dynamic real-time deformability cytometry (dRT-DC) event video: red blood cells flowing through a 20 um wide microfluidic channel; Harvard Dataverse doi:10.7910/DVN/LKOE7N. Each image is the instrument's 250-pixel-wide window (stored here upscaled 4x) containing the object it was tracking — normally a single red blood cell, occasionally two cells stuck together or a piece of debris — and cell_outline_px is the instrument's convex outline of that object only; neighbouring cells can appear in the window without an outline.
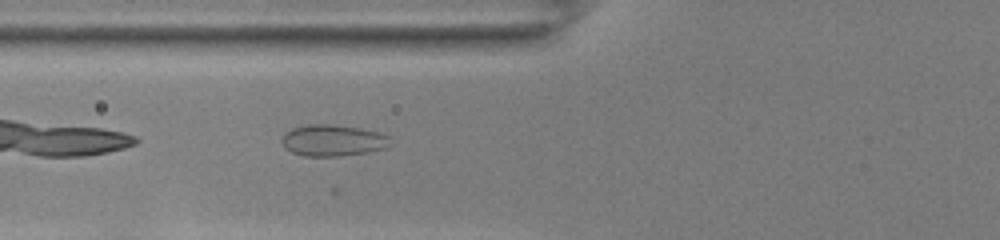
{"species": "common noctule bat (a hibernating species)", "species_latin": "Nyctalus noctula", "temperature_condition": "room temperature", "stored_images_in_passage": 36, "camera_frame_rate_fps": 3000, "um_per_image_px": 0.085, "animal": {"sex": "female", "body_mass_g": 22.0, "forearm_length_mm": 56.7}, "frame": {"image": 1, "passage_image": 11, "time_ms": 3.333, "image_size_px": [1000, 240], "cell_outline_px": [[388, 148], [368, 152], [340, 156], [304, 156], [292, 152], [284, 148], [284, 132], [292, 128], [308, 124], [332, 124], [360, 128], [380, 132], [388, 136]], "centroid_in_image_um": [28.3, 11.93], "position_along_channel_um": 97.5, "area_um2": 19.83}}
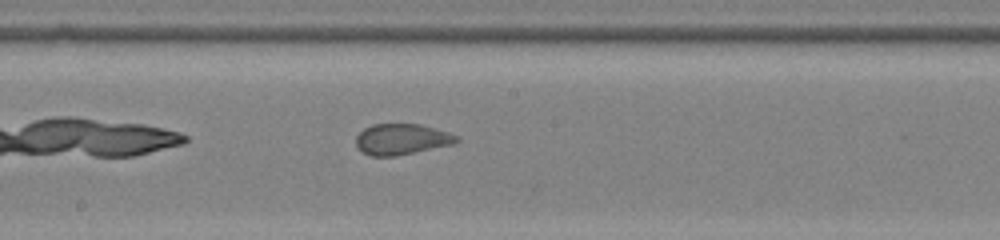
{"frame": {"image": 2, "passage_image": 20, "time_ms": 6.333, "image_size_px": [1000, 240], "cell_outline_px": [[460, 140], [456, 144], [396, 156], [372, 156], [360, 152], [356, 148], [356, 136], [364, 128], [372, 124], [420, 124], [448, 132], [456, 136]], "centroid_in_image_um": [34.12, 11.85], "position_along_channel_um": 214.1, "area_um2": 18.32}}
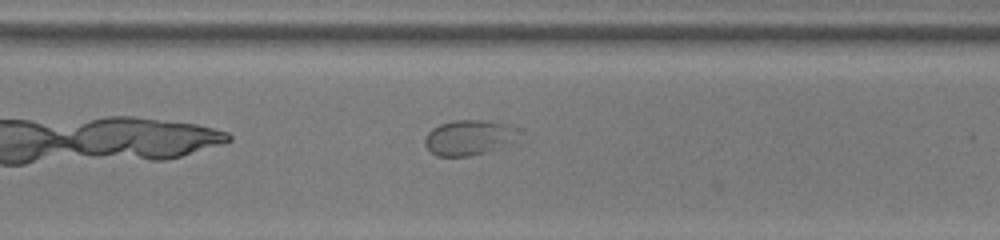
{"frame": {"image": 3, "passage_image": 29, "time_ms": 9.333, "image_size_px": [1000, 240], "cell_outline_px": [[512, 128], [504, 140], [496, 148], [488, 152], [468, 156], [436, 156], [424, 144], [424, 136], [432, 128], [440, 124], [452, 120], [484, 120], [504, 124]], "centroid_in_image_um": [39.57, 11.69], "position_along_channel_um": 331.0, "area_um2": 17.92}}